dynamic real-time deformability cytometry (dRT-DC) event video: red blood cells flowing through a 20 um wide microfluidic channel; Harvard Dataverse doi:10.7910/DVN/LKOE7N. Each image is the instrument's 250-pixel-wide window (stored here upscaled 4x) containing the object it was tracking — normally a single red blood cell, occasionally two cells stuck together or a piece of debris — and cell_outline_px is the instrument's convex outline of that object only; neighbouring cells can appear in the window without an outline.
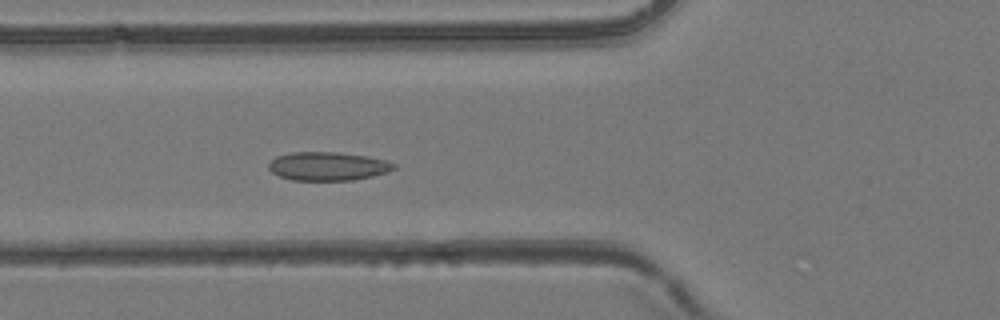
{"species": "common noctule bat (a hibernating species)", "species_latin": "Nyctalus noctula", "temperature_condition": "room temperature", "stored_images_in_passage": 46, "camera_frame_rate_fps": 3000, "um_per_image_px": 0.085, "animal": {"sex": "female", "body_mass_g": 24.6, "forearm_length_mm": 56.2}, "frame": {"image": 1, "passage_image": 16, "time_ms": 5.0, "image_size_px": [1000, 320], "cell_outline_px": [[396, 168], [388, 172], [372, 176], [352, 180], [292, 180], [280, 176], [272, 172], [268, 168], [268, 164], [276, 156], [292, 152], [336, 152], [368, 156], [388, 160], [396, 164]], "centroid_in_image_um": [27.89, 14.12], "position_along_channel_um": 97.9, "area_um2": 20.92}}
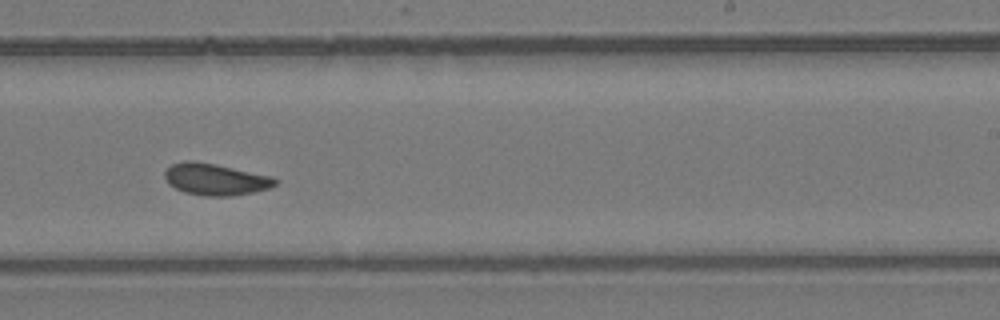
{"frame": {"image": 2, "passage_image": 28, "time_ms": 9.0, "image_size_px": [1000, 320], "cell_outline_px": [[280, 180], [276, 184], [268, 188], [252, 192], [232, 196], [204, 196], [184, 192], [168, 184], [164, 176], [164, 172], [172, 164], [184, 160], [192, 160], [216, 164], [272, 176]], "centroid_in_image_um": [18.3, 15.24], "position_along_channel_um": 270.7, "area_um2": 20.46}}
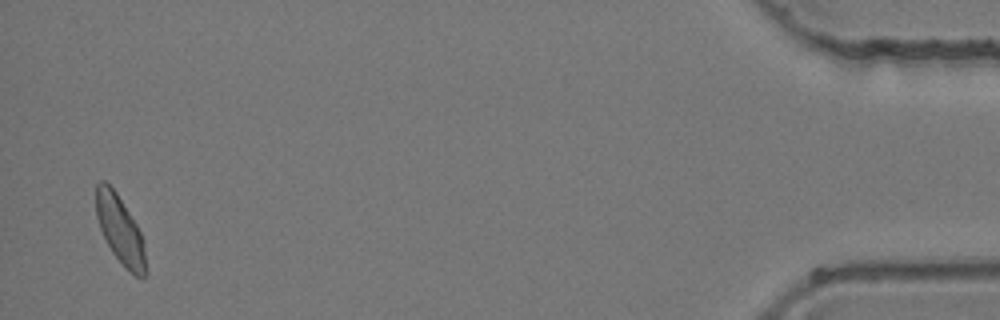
{"frame": {"image": 3, "passage_image": 45, "time_ms": 14.667, "image_size_px": [1000, 320], "cell_outline_px": [[148, 272], [144, 276], [136, 276], [112, 252], [100, 228], [96, 216], [96, 184], [100, 180], [104, 180], [116, 192], [136, 224], [140, 232], [144, 248]], "centroid_in_image_um": [10.2, 19.51], "position_along_channel_um": 425.0, "area_um2": 19.19}}